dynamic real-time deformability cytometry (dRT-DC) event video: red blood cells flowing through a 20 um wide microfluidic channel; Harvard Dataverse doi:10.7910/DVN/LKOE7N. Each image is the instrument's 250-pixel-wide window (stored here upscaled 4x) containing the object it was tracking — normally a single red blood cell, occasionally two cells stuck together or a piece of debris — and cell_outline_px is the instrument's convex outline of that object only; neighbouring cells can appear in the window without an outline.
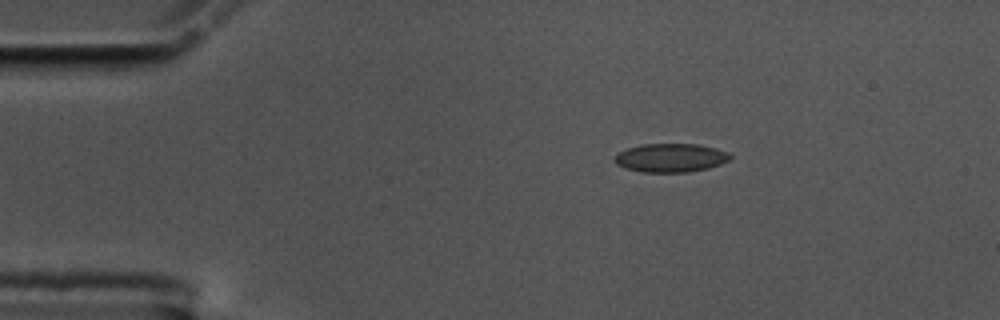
{"species": "common noctule bat (a hibernating species)", "species_latin": "Nyctalus noctula", "temperature_condition": "cold", "stored_images_in_passage": 29, "camera_frame_rate_fps": 3000, "um_per_image_px": 0.085, "animal": {"sex": "male", "body_mass_g": 17.5, "forearm_length_mm": 52.3}, "frame": {"image": 1, "passage_image": 1, "time_ms": 0.0, "image_size_px": [1000, 320], "cell_outline_px": [[732, 156], [728, 160], [720, 164], [708, 168], [688, 172], [644, 172], [624, 168], [616, 164], [612, 160], [620, 152], [628, 148], [644, 144], [696, 144], [716, 148], [728, 152]], "centroid_in_image_um": [57.0, 13.42], "position_along_channel_um": 28.0, "area_um2": 19.19}}
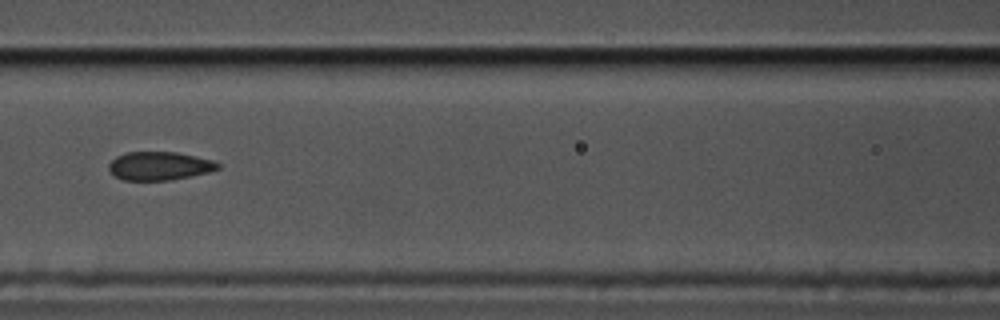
{"frame": {"image": 2, "passage_image": 16, "time_ms": 5.0, "image_size_px": [1000, 320], "cell_outline_px": [[220, 168], [208, 172], [172, 180], [124, 180], [116, 176], [108, 168], [108, 164], [116, 156], [128, 152], [176, 152], [196, 156], [212, 160], [220, 164]], "centroid_in_image_um": [13.56, 14.1], "position_along_channel_um": 153.0, "area_um2": 17.98}}
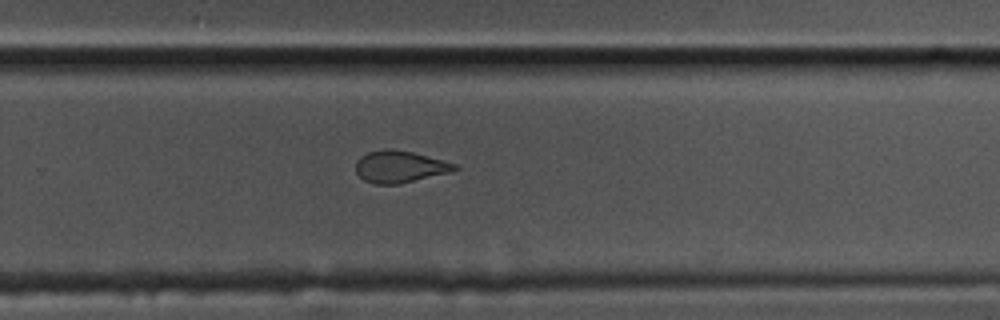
{"frame": {"image": 3, "passage_image": 28, "time_ms": 9.0, "image_size_px": [1000, 320], "cell_outline_px": [[460, 168], [448, 172], [400, 184], [372, 184], [364, 180], [356, 172], [356, 160], [360, 156], [368, 152], [384, 148], [392, 148], [412, 152], [456, 164]], "centroid_in_image_um": [33.92, 14.16], "position_along_channel_um": 295.9, "area_um2": 18.32}}